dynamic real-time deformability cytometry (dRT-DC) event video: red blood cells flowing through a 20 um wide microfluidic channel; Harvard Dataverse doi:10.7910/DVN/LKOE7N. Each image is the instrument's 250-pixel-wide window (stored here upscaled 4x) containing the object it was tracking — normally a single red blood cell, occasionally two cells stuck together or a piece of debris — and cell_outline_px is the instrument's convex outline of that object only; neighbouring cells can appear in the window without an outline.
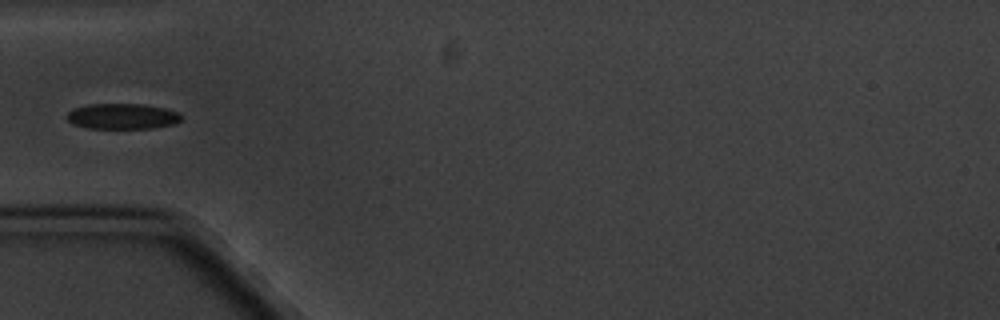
{"species": "common noctule bat (a hibernating species)", "species_latin": "Nyctalus noctula", "temperature_condition": "cold", "stored_images_in_passage": 6, "camera_frame_rate_fps": 3000, "um_per_image_px": 0.085, "animal": {"sex": "male", "body_mass_g": 20.1, "forearm_length_mm": 53.5}, "frame": {"image": 1, "passage_image": 5, "time_ms": 5.333, "image_size_px": [1000, 320], "cell_outline_px": [[180, 120], [176, 124], [152, 128], [88, 128], [72, 124], [68, 120], [68, 112], [72, 108], [88, 104], [144, 104], [164, 108], [180, 112]], "centroid_in_image_um": [10.4, 9.88], "position_along_channel_um": 74.6, "area_um2": 17.11}}